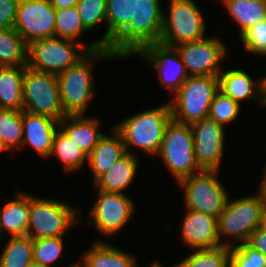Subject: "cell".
I'll return each instance as SVG.
<instances>
[{
    "label": "cell",
    "mask_w": 266,
    "mask_h": 267,
    "mask_svg": "<svg viewBox=\"0 0 266 267\" xmlns=\"http://www.w3.org/2000/svg\"><path fill=\"white\" fill-rule=\"evenodd\" d=\"M87 33L76 7L56 9L55 37L82 44L89 52L103 48L98 40L83 41Z\"/></svg>",
    "instance_id": "obj_26"
},
{
    "label": "cell",
    "mask_w": 266,
    "mask_h": 267,
    "mask_svg": "<svg viewBox=\"0 0 266 267\" xmlns=\"http://www.w3.org/2000/svg\"><path fill=\"white\" fill-rule=\"evenodd\" d=\"M230 22L238 29L237 36H241L248 28L258 22L266 20V0H219Z\"/></svg>",
    "instance_id": "obj_25"
},
{
    "label": "cell",
    "mask_w": 266,
    "mask_h": 267,
    "mask_svg": "<svg viewBox=\"0 0 266 267\" xmlns=\"http://www.w3.org/2000/svg\"><path fill=\"white\" fill-rule=\"evenodd\" d=\"M183 211L177 234L181 247L194 250L222 246L218 239L217 217L194 210Z\"/></svg>",
    "instance_id": "obj_18"
},
{
    "label": "cell",
    "mask_w": 266,
    "mask_h": 267,
    "mask_svg": "<svg viewBox=\"0 0 266 267\" xmlns=\"http://www.w3.org/2000/svg\"><path fill=\"white\" fill-rule=\"evenodd\" d=\"M137 0V24L155 41L175 47L205 38V14L197 0ZM164 9V10H163ZM167 10V11H166Z\"/></svg>",
    "instance_id": "obj_1"
},
{
    "label": "cell",
    "mask_w": 266,
    "mask_h": 267,
    "mask_svg": "<svg viewBox=\"0 0 266 267\" xmlns=\"http://www.w3.org/2000/svg\"><path fill=\"white\" fill-rule=\"evenodd\" d=\"M225 67L218 75L219 91L238 102L242 107L245 106L243 103L248 102L252 104L255 102V104L264 108V74L255 77V74L253 75L252 72L245 70V68L242 69L241 66H233L234 68H231L226 65Z\"/></svg>",
    "instance_id": "obj_17"
},
{
    "label": "cell",
    "mask_w": 266,
    "mask_h": 267,
    "mask_svg": "<svg viewBox=\"0 0 266 267\" xmlns=\"http://www.w3.org/2000/svg\"><path fill=\"white\" fill-rule=\"evenodd\" d=\"M124 59L114 50L103 47L90 51L77 64L61 72L58 77L62 107L67 115L88 114L90 106L96 99V84L94 66L102 61Z\"/></svg>",
    "instance_id": "obj_3"
},
{
    "label": "cell",
    "mask_w": 266,
    "mask_h": 267,
    "mask_svg": "<svg viewBox=\"0 0 266 267\" xmlns=\"http://www.w3.org/2000/svg\"><path fill=\"white\" fill-rule=\"evenodd\" d=\"M80 252L78 260L84 267H140L136 255L110 241H93Z\"/></svg>",
    "instance_id": "obj_21"
},
{
    "label": "cell",
    "mask_w": 266,
    "mask_h": 267,
    "mask_svg": "<svg viewBox=\"0 0 266 267\" xmlns=\"http://www.w3.org/2000/svg\"><path fill=\"white\" fill-rule=\"evenodd\" d=\"M156 157L173 177L175 185L181 179L203 171L195 158L191 125L173 119L165 128L162 146Z\"/></svg>",
    "instance_id": "obj_9"
},
{
    "label": "cell",
    "mask_w": 266,
    "mask_h": 267,
    "mask_svg": "<svg viewBox=\"0 0 266 267\" xmlns=\"http://www.w3.org/2000/svg\"><path fill=\"white\" fill-rule=\"evenodd\" d=\"M194 142V154L203 170H222L225 163L224 149L227 148L226 128L209 117L191 124ZM227 134V135H226Z\"/></svg>",
    "instance_id": "obj_15"
},
{
    "label": "cell",
    "mask_w": 266,
    "mask_h": 267,
    "mask_svg": "<svg viewBox=\"0 0 266 267\" xmlns=\"http://www.w3.org/2000/svg\"><path fill=\"white\" fill-rule=\"evenodd\" d=\"M89 51L75 41L43 38L28 45V64L32 70L59 75L84 58Z\"/></svg>",
    "instance_id": "obj_12"
},
{
    "label": "cell",
    "mask_w": 266,
    "mask_h": 267,
    "mask_svg": "<svg viewBox=\"0 0 266 267\" xmlns=\"http://www.w3.org/2000/svg\"><path fill=\"white\" fill-rule=\"evenodd\" d=\"M260 184V185H259ZM258 187L262 190L265 196V204H266V178H260V182Z\"/></svg>",
    "instance_id": "obj_42"
},
{
    "label": "cell",
    "mask_w": 266,
    "mask_h": 267,
    "mask_svg": "<svg viewBox=\"0 0 266 267\" xmlns=\"http://www.w3.org/2000/svg\"><path fill=\"white\" fill-rule=\"evenodd\" d=\"M222 36L212 34L203 39L175 46L190 76H218L228 63L231 52ZM223 62V63H222Z\"/></svg>",
    "instance_id": "obj_14"
},
{
    "label": "cell",
    "mask_w": 266,
    "mask_h": 267,
    "mask_svg": "<svg viewBox=\"0 0 266 267\" xmlns=\"http://www.w3.org/2000/svg\"><path fill=\"white\" fill-rule=\"evenodd\" d=\"M5 151L3 150V148H2V146H1V144H0V154L2 153H4Z\"/></svg>",
    "instance_id": "obj_47"
},
{
    "label": "cell",
    "mask_w": 266,
    "mask_h": 267,
    "mask_svg": "<svg viewBox=\"0 0 266 267\" xmlns=\"http://www.w3.org/2000/svg\"><path fill=\"white\" fill-rule=\"evenodd\" d=\"M256 188L255 194L229 196L225 209L217 218L218 239L222 246L245 243L251 233L259 228L266 204L264 193L258 186Z\"/></svg>",
    "instance_id": "obj_6"
},
{
    "label": "cell",
    "mask_w": 266,
    "mask_h": 267,
    "mask_svg": "<svg viewBox=\"0 0 266 267\" xmlns=\"http://www.w3.org/2000/svg\"><path fill=\"white\" fill-rule=\"evenodd\" d=\"M263 166H265V167H261L262 168V170H261V178H266V162H265V165H263Z\"/></svg>",
    "instance_id": "obj_45"
},
{
    "label": "cell",
    "mask_w": 266,
    "mask_h": 267,
    "mask_svg": "<svg viewBox=\"0 0 266 267\" xmlns=\"http://www.w3.org/2000/svg\"><path fill=\"white\" fill-rule=\"evenodd\" d=\"M76 8L84 28L92 34L102 25L105 32L96 40L125 60L137 24V0H79Z\"/></svg>",
    "instance_id": "obj_2"
},
{
    "label": "cell",
    "mask_w": 266,
    "mask_h": 267,
    "mask_svg": "<svg viewBox=\"0 0 266 267\" xmlns=\"http://www.w3.org/2000/svg\"><path fill=\"white\" fill-rule=\"evenodd\" d=\"M0 243V267H29L33 262V239L28 235L10 236Z\"/></svg>",
    "instance_id": "obj_29"
},
{
    "label": "cell",
    "mask_w": 266,
    "mask_h": 267,
    "mask_svg": "<svg viewBox=\"0 0 266 267\" xmlns=\"http://www.w3.org/2000/svg\"><path fill=\"white\" fill-rule=\"evenodd\" d=\"M99 115L89 114L66 115L59 121V128L74 142L87 156L97 146L99 140L106 133L102 130V119Z\"/></svg>",
    "instance_id": "obj_20"
},
{
    "label": "cell",
    "mask_w": 266,
    "mask_h": 267,
    "mask_svg": "<svg viewBox=\"0 0 266 267\" xmlns=\"http://www.w3.org/2000/svg\"><path fill=\"white\" fill-rule=\"evenodd\" d=\"M264 77H265V103H266V73H265Z\"/></svg>",
    "instance_id": "obj_46"
},
{
    "label": "cell",
    "mask_w": 266,
    "mask_h": 267,
    "mask_svg": "<svg viewBox=\"0 0 266 267\" xmlns=\"http://www.w3.org/2000/svg\"><path fill=\"white\" fill-rule=\"evenodd\" d=\"M221 171L203 170L181 179L176 185L183 196V209L203 212L214 217L225 209L230 190L220 180Z\"/></svg>",
    "instance_id": "obj_10"
},
{
    "label": "cell",
    "mask_w": 266,
    "mask_h": 267,
    "mask_svg": "<svg viewBox=\"0 0 266 267\" xmlns=\"http://www.w3.org/2000/svg\"><path fill=\"white\" fill-rule=\"evenodd\" d=\"M259 228L266 232V206L262 212L261 221Z\"/></svg>",
    "instance_id": "obj_41"
},
{
    "label": "cell",
    "mask_w": 266,
    "mask_h": 267,
    "mask_svg": "<svg viewBox=\"0 0 266 267\" xmlns=\"http://www.w3.org/2000/svg\"><path fill=\"white\" fill-rule=\"evenodd\" d=\"M242 110L245 111L238 102L219 91L211 103L208 117L227 129L239 120Z\"/></svg>",
    "instance_id": "obj_34"
},
{
    "label": "cell",
    "mask_w": 266,
    "mask_h": 267,
    "mask_svg": "<svg viewBox=\"0 0 266 267\" xmlns=\"http://www.w3.org/2000/svg\"><path fill=\"white\" fill-rule=\"evenodd\" d=\"M22 90L24 111L56 121H61L67 115L62 107L57 75L25 66Z\"/></svg>",
    "instance_id": "obj_13"
},
{
    "label": "cell",
    "mask_w": 266,
    "mask_h": 267,
    "mask_svg": "<svg viewBox=\"0 0 266 267\" xmlns=\"http://www.w3.org/2000/svg\"><path fill=\"white\" fill-rule=\"evenodd\" d=\"M110 128L88 155L87 167L92 173V184L127 153L122 135L113 126Z\"/></svg>",
    "instance_id": "obj_24"
},
{
    "label": "cell",
    "mask_w": 266,
    "mask_h": 267,
    "mask_svg": "<svg viewBox=\"0 0 266 267\" xmlns=\"http://www.w3.org/2000/svg\"><path fill=\"white\" fill-rule=\"evenodd\" d=\"M62 267H84V266L79 260H77L75 262L73 261V263H70L66 266L63 265Z\"/></svg>",
    "instance_id": "obj_43"
},
{
    "label": "cell",
    "mask_w": 266,
    "mask_h": 267,
    "mask_svg": "<svg viewBox=\"0 0 266 267\" xmlns=\"http://www.w3.org/2000/svg\"><path fill=\"white\" fill-rule=\"evenodd\" d=\"M264 109H265L264 111H265V113H266V103H264Z\"/></svg>",
    "instance_id": "obj_48"
},
{
    "label": "cell",
    "mask_w": 266,
    "mask_h": 267,
    "mask_svg": "<svg viewBox=\"0 0 266 267\" xmlns=\"http://www.w3.org/2000/svg\"><path fill=\"white\" fill-rule=\"evenodd\" d=\"M28 64V44L14 28L0 29V66Z\"/></svg>",
    "instance_id": "obj_30"
},
{
    "label": "cell",
    "mask_w": 266,
    "mask_h": 267,
    "mask_svg": "<svg viewBox=\"0 0 266 267\" xmlns=\"http://www.w3.org/2000/svg\"><path fill=\"white\" fill-rule=\"evenodd\" d=\"M144 59L148 69L155 71L159 86L171 94L169 99L188 79L181 56L175 47L163 45L152 39L138 24L132 33L126 61L133 56ZM131 58V59H130Z\"/></svg>",
    "instance_id": "obj_5"
},
{
    "label": "cell",
    "mask_w": 266,
    "mask_h": 267,
    "mask_svg": "<svg viewBox=\"0 0 266 267\" xmlns=\"http://www.w3.org/2000/svg\"><path fill=\"white\" fill-rule=\"evenodd\" d=\"M55 9L76 7L79 0H49Z\"/></svg>",
    "instance_id": "obj_39"
},
{
    "label": "cell",
    "mask_w": 266,
    "mask_h": 267,
    "mask_svg": "<svg viewBox=\"0 0 266 267\" xmlns=\"http://www.w3.org/2000/svg\"><path fill=\"white\" fill-rule=\"evenodd\" d=\"M247 243L266 256V232L260 228L255 229Z\"/></svg>",
    "instance_id": "obj_38"
},
{
    "label": "cell",
    "mask_w": 266,
    "mask_h": 267,
    "mask_svg": "<svg viewBox=\"0 0 266 267\" xmlns=\"http://www.w3.org/2000/svg\"><path fill=\"white\" fill-rule=\"evenodd\" d=\"M96 196L89 206L85 223L87 227L97 229L100 238L94 241H105L107 238L113 239L119 232L126 229L131 219L137 214V202L130 194L119 192H106L93 190ZM134 200V201H133ZM104 239H102V238Z\"/></svg>",
    "instance_id": "obj_8"
},
{
    "label": "cell",
    "mask_w": 266,
    "mask_h": 267,
    "mask_svg": "<svg viewBox=\"0 0 266 267\" xmlns=\"http://www.w3.org/2000/svg\"><path fill=\"white\" fill-rule=\"evenodd\" d=\"M73 204L64 199L30 194V216L26 235L32 239L70 235L68 233L81 224L84 213L81 207Z\"/></svg>",
    "instance_id": "obj_7"
},
{
    "label": "cell",
    "mask_w": 266,
    "mask_h": 267,
    "mask_svg": "<svg viewBox=\"0 0 266 267\" xmlns=\"http://www.w3.org/2000/svg\"><path fill=\"white\" fill-rule=\"evenodd\" d=\"M154 106L147 109L145 106V109L131 113L112 124L122 135L127 153L138 155L143 152L148 158H156L159 153L172 112L169 100ZM135 150L139 152L136 154Z\"/></svg>",
    "instance_id": "obj_4"
},
{
    "label": "cell",
    "mask_w": 266,
    "mask_h": 267,
    "mask_svg": "<svg viewBox=\"0 0 266 267\" xmlns=\"http://www.w3.org/2000/svg\"><path fill=\"white\" fill-rule=\"evenodd\" d=\"M237 38L245 54L260 57V59L266 58V20L251 26Z\"/></svg>",
    "instance_id": "obj_35"
},
{
    "label": "cell",
    "mask_w": 266,
    "mask_h": 267,
    "mask_svg": "<svg viewBox=\"0 0 266 267\" xmlns=\"http://www.w3.org/2000/svg\"><path fill=\"white\" fill-rule=\"evenodd\" d=\"M23 142L21 150L27 146L38 155V158L48 159L53 145V139L59 128V121L44 115H37L22 110Z\"/></svg>",
    "instance_id": "obj_19"
},
{
    "label": "cell",
    "mask_w": 266,
    "mask_h": 267,
    "mask_svg": "<svg viewBox=\"0 0 266 267\" xmlns=\"http://www.w3.org/2000/svg\"><path fill=\"white\" fill-rule=\"evenodd\" d=\"M140 157L126 153L92 184V189L128 194L127 190L132 187L140 172Z\"/></svg>",
    "instance_id": "obj_23"
},
{
    "label": "cell",
    "mask_w": 266,
    "mask_h": 267,
    "mask_svg": "<svg viewBox=\"0 0 266 267\" xmlns=\"http://www.w3.org/2000/svg\"><path fill=\"white\" fill-rule=\"evenodd\" d=\"M56 9L49 0H20L14 29L29 45L55 37Z\"/></svg>",
    "instance_id": "obj_16"
},
{
    "label": "cell",
    "mask_w": 266,
    "mask_h": 267,
    "mask_svg": "<svg viewBox=\"0 0 266 267\" xmlns=\"http://www.w3.org/2000/svg\"><path fill=\"white\" fill-rule=\"evenodd\" d=\"M166 264L164 263L163 264V262L161 261V260H159V258H155L153 261H151L150 263H149V267H166L165 266ZM167 267H175V264H174V262H173V264L172 265H167Z\"/></svg>",
    "instance_id": "obj_40"
},
{
    "label": "cell",
    "mask_w": 266,
    "mask_h": 267,
    "mask_svg": "<svg viewBox=\"0 0 266 267\" xmlns=\"http://www.w3.org/2000/svg\"><path fill=\"white\" fill-rule=\"evenodd\" d=\"M54 157L59 160L64 174H77L86 168L88 162V156L60 128L54 135L52 150L47 160H53Z\"/></svg>",
    "instance_id": "obj_27"
},
{
    "label": "cell",
    "mask_w": 266,
    "mask_h": 267,
    "mask_svg": "<svg viewBox=\"0 0 266 267\" xmlns=\"http://www.w3.org/2000/svg\"><path fill=\"white\" fill-rule=\"evenodd\" d=\"M23 142L22 111L0 109V144L10 156L20 153ZM16 151V152H14Z\"/></svg>",
    "instance_id": "obj_31"
},
{
    "label": "cell",
    "mask_w": 266,
    "mask_h": 267,
    "mask_svg": "<svg viewBox=\"0 0 266 267\" xmlns=\"http://www.w3.org/2000/svg\"><path fill=\"white\" fill-rule=\"evenodd\" d=\"M219 92L218 76H190L169 99L172 119L193 124L207 118L211 103Z\"/></svg>",
    "instance_id": "obj_11"
},
{
    "label": "cell",
    "mask_w": 266,
    "mask_h": 267,
    "mask_svg": "<svg viewBox=\"0 0 266 267\" xmlns=\"http://www.w3.org/2000/svg\"><path fill=\"white\" fill-rule=\"evenodd\" d=\"M175 267H229L230 247L188 250Z\"/></svg>",
    "instance_id": "obj_32"
},
{
    "label": "cell",
    "mask_w": 266,
    "mask_h": 267,
    "mask_svg": "<svg viewBox=\"0 0 266 267\" xmlns=\"http://www.w3.org/2000/svg\"><path fill=\"white\" fill-rule=\"evenodd\" d=\"M229 267H266V256L247 242L230 247Z\"/></svg>",
    "instance_id": "obj_36"
},
{
    "label": "cell",
    "mask_w": 266,
    "mask_h": 267,
    "mask_svg": "<svg viewBox=\"0 0 266 267\" xmlns=\"http://www.w3.org/2000/svg\"><path fill=\"white\" fill-rule=\"evenodd\" d=\"M66 237L33 239V261L50 267L57 266L56 262L64 259Z\"/></svg>",
    "instance_id": "obj_33"
},
{
    "label": "cell",
    "mask_w": 266,
    "mask_h": 267,
    "mask_svg": "<svg viewBox=\"0 0 266 267\" xmlns=\"http://www.w3.org/2000/svg\"><path fill=\"white\" fill-rule=\"evenodd\" d=\"M29 267H50V266L33 261Z\"/></svg>",
    "instance_id": "obj_44"
},
{
    "label": "cell",
    "mask_w": 266,
    "mask_h": 267,
    "mask_svg": "<svg viewBox=\"0 0 266 267\" xmlns=\"http://www.w3.org/2000/svg\"><path fill=\"white\" fill-rule=\"evenodd\" d=\"M20 0H0V29L14 28Z\"/></svg>",
    "instance_id": "obj_37"
},
{
    "label": "cell",
    "mask_w": 266,
    "mask_h": 267,
    "mask_svg": "<svg viewBox=\"0 0 266 267\" xmlns=\"http://www.w3.org/2000/svg\"><path fill=\"white\" fill-rule=\"evenodd\" d=\"M25 67L0 66V109L23 110Z\"/></svg>",
    "instance_id": "obj_28"
},
{
    "label": "cell",
    "mask_w": 266,
    "mask_h": 267,
    "mask_svg": "<svg viewBox=\"0 0 266 267\" xmlns=\"http://www.w3.org/2000/svg\"><path fill=\"white\" fill-rule=\"evenodd\" d=\"M0 205V239L27 234L30 216V193L17 188L16 194Z\"/></svg>",
    "instance_id": "obj_22"
}]
</instances>
